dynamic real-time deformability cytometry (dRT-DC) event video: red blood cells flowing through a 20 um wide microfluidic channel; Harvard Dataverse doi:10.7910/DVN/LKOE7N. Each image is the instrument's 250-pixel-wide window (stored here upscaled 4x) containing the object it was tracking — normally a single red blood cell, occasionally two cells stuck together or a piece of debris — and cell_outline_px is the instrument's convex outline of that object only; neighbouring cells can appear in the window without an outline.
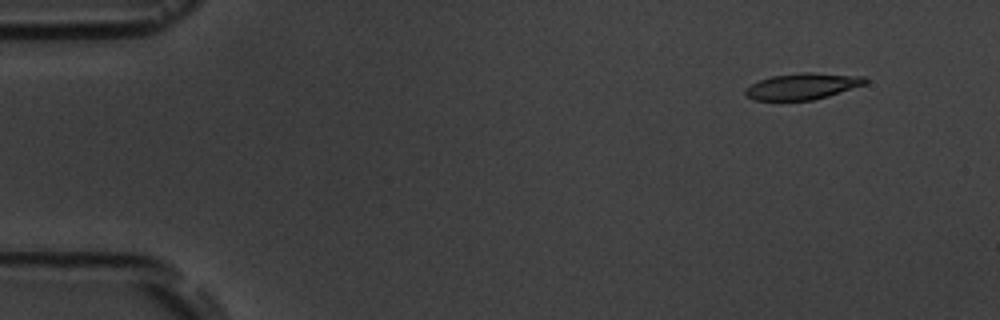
{"species": "common noctule bat (a hibernating species)", "species_latin": "Nyctalus noctula", "temperature_condition": "room temperature", "stored_images_in_passage": 6, "segment_of_instrument_passage": [1, 2], "camera_frame_rate_fps": 3000, "um_per_image_px": 0.085, "animal": {"sex": "male", "body_mass_g": 19.5, "forearm_length_mm": 54.6}, "frame": {"image": 1, "passage_image": 2, "time_ms": 1.333, "image_size_px": [1000, 320], "cell_outline_px": [[868, 80], [864, 84], [828, 96], [812, 100], [756, 100], [748, 96], [744, 92], [752, 84], [760, 80], [772, 76], [800, 72], [812, 72], [864, 76]], "centroid_in_image_um": [68.23, 7.32], "position_along_channel_um": 16.8, "area_um2": 18.09}}